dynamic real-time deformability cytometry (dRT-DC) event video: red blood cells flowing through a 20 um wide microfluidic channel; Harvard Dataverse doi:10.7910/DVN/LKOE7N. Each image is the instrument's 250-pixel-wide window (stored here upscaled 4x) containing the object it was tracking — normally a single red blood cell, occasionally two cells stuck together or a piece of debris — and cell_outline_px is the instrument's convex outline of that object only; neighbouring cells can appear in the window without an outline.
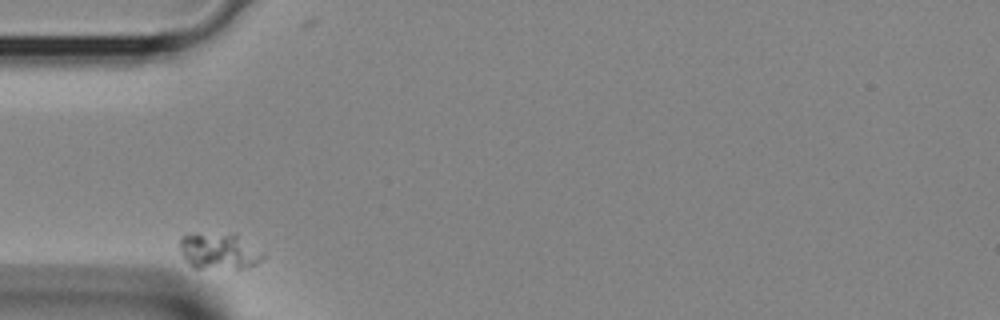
{"species": "Egyptian fruit bat (a non-hibernating species)", "species_latin": "Rousettus aegyptiacus", "temperature_condition": "room temperature", "stored_images_in_passage": 25, "camera_frame_rate_fps": 3000, "um_per_image_px": 0.085, "animal": {"sex": "female"}, "frame": {"image": 1, "passage_image": 1, "time_ms": 0.0, "image_size_px": [1000, 320], "cell_outline_px": [[268, 256], [264, 260], [256, 264], [244, 268], [192, 268], [184, 256], [180, 248], [180, 236], [236, 232], [268, 252]], "centroid_in_image_um": [18.79, 21.34], "position_along_channel_um": 66.2, "area_um2": 18.15}}
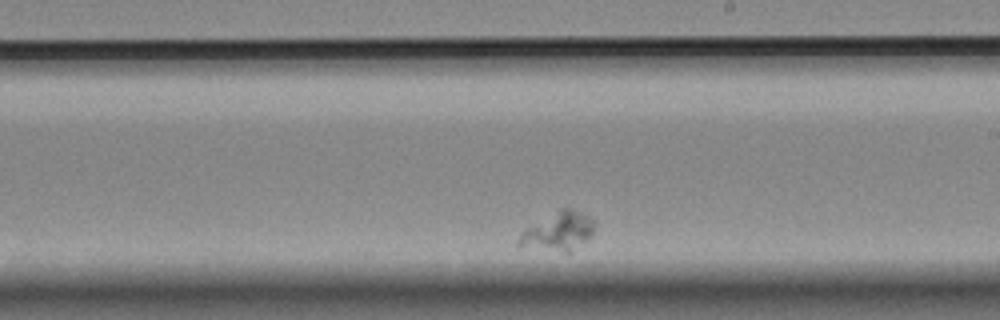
{"frame": {"image": 2, "passage_image": 15, "time_ms": 4.667, "image_size_px": [1000, 320], "cell_outline_px": [[592, 236], [568, 252], [564, 252], [520, 248], [516, 244], [516, 240], [528, 228], [560, 208], [568, 208], [580, 212], [588, 216], [592, 220]], "centroid_in_image_um": [47.4, 19.71], "position_along_channel_um": 241.6, "area_um2": 16.59}}
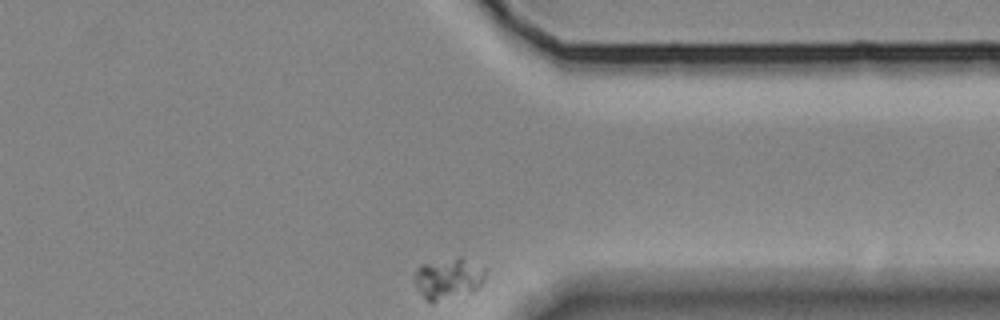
{"frame": {"image": 3, "passage_image": 25, "time_ms": 8.0, "image_size_px": [1000, 320], "cell_outline_px": [[484, 280], [472, 292], [436, 300], [424, 300], [412, 276], [416, 268], [420, 264], [460, 256], [484, 268]], "centroid_in_image_um": [38.06, 23.63], "position_along_channel_um": 373.3, "area_um2": 16.65}}